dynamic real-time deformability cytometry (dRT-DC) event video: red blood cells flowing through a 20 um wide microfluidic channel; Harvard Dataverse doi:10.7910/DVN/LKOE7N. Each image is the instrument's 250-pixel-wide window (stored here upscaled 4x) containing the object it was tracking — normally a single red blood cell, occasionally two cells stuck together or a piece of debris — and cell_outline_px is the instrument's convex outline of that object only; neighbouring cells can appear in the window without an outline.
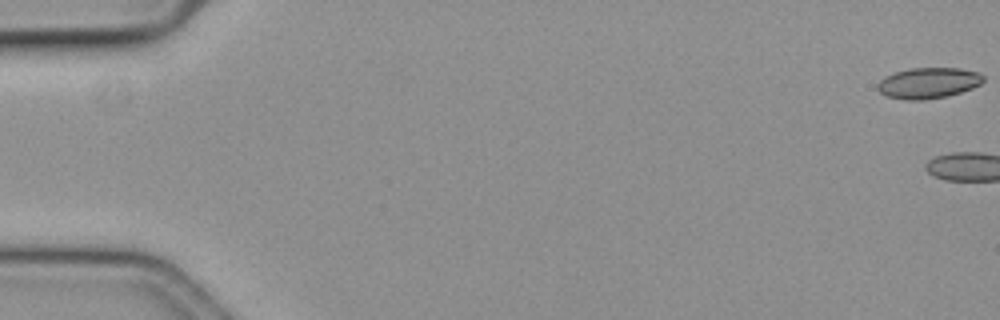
{"species": "common noctule bat (a hibernating species)", "species_latin": "Nyctalus noctula", "temperature_condition": "cold", "stored_images_in_passage": 9, "camera_frame_rate_fps": 3000, "um_per_image_px": 0.085, "animal": {"sex": "female", "body_mass_g": 19.3, "forearm_length_mm": 54.1}, "frame": {"image": 1, "passage_image": 1, "time_ms": 0.0, "image_size_px": [1000, 320], "cell_outline_px": [[984, 80], [980, 84], [972, 88], [948, 96], [924, 100], [904, 100], [888, 96], [880, 92], [876, 88], [876, 84], [884, 76], [896, 72], [912, 68], [960, 68], [980, 72], [984, 76]], "centroid_in_image_um": [78.91, 7.05], "position_along_channel_um": 6.1, "area_um2": 19.13}}